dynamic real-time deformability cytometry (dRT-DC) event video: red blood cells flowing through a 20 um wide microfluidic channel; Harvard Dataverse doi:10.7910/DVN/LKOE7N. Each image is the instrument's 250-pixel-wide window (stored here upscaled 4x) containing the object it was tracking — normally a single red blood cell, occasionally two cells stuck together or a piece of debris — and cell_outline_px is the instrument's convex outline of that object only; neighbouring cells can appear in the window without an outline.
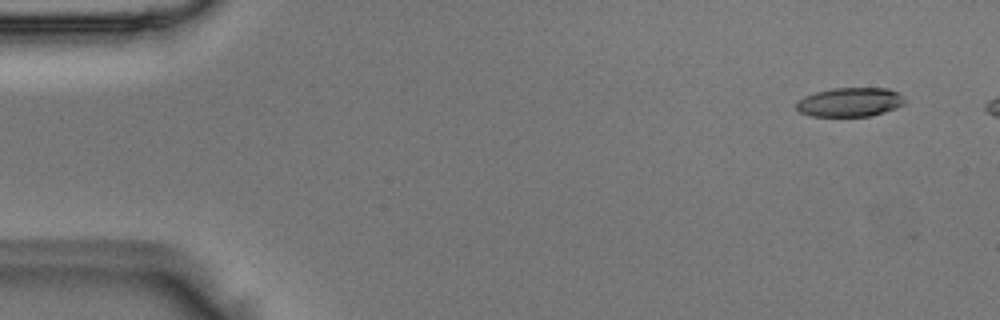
{"species": "Egyptian fruit bat (a non-hibernating species)", "species_latin": "Rousettus aegyptiacus", "temperature_condition": "room temperature", "stored_images_in_passage": 12, "camera_frame_rate_fps": 3000, "um_per_image_px": 0.085, "animal": {"sex": "male"}, "frame": {"image": 1, "passage_image": 4, "time_ms": 1.0, "image_size_px": [1000, 320], "cell_outline_px": [[904, 104], [896, 108], [872, 116], [812, 116], [800, 112], [796, 108], [796, 100], [804, 96], [816, 92], [832, 88], [888, 88], [900, 92], [904, 96]], "centroid_in_image_um": [72.26, 8.67], "position_along_channel_um": 12.7, "area_um2": 18.55}}